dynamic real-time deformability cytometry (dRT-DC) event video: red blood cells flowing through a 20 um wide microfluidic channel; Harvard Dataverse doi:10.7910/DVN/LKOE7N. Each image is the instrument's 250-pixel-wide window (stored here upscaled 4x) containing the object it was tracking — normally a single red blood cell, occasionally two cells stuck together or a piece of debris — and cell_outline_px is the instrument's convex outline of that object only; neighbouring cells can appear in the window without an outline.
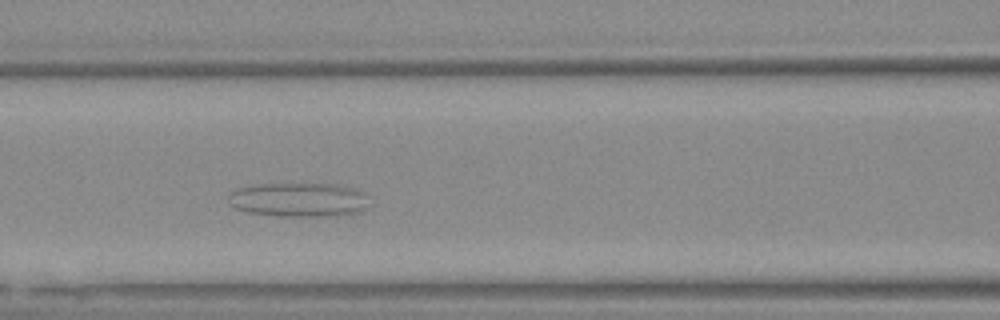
{"species": "Egyptian fruit bat (a non-hibernating species)", "species_latin": "Rousettus aegyptiacus", "temperature_condition": "warm", "stored_images_in_passage": 46, "camera_frame_rate_fps": 3000, "um_per_image_px": 0.085, "animal": {"sex": "female"}, "frame": {"image": 1, "passage_image": 13, "time_ms": 4.0, "image_size_px": [1000, 320], "cell_outline_px": [[368, 208], [352, 216], [276, 216], [248, 212], [236, 208], [228, 200], [228, 196], [236, 188], [260, 184], [324, 184], [348, 188], [360, 192]], "centroid_in_image_um": [25.35, 17.01], "position_along_channel_um": 141.3, "area_um2": 27.69}}
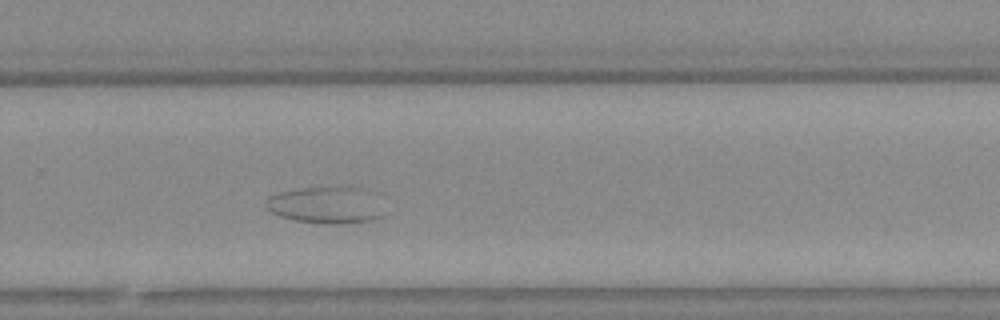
{"frame": {"image": 2, "passage_image": 27, "time_ms": 8.667, "image_size_px": [1000, 320], "cell_outline_px": [[384, 216], [372, 220], [352, 224], [320, 224], [296, 220], [280, 216], [272, 212], [264, 204], [268, 196], [280, 192], [304, 188], [356, 188]], "centroid_in_image_um": [27.5, 17.5], "position_along_channel_um": 302.3, "area_um2": 23.81}}
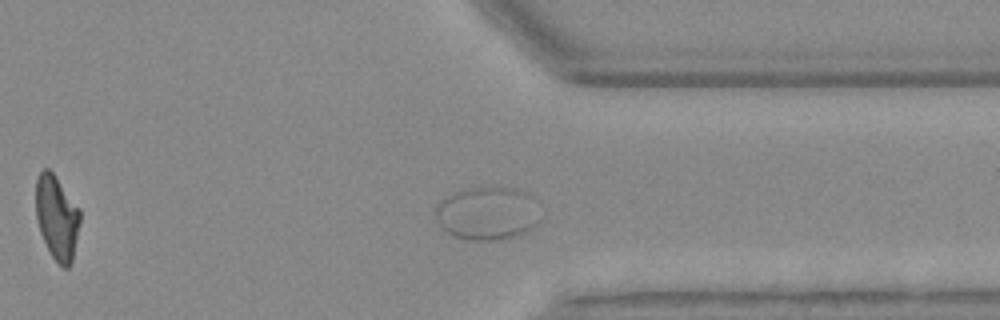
{"frame": {"image": 3, "passage_image": 33, "time_ms": 10.667, "image_size_px": [1000, 320], "cell_outline_px": [[540, 220], [532, 228], [524, 232], [512, 236], [492, 240], [468, 240], [452, 236], [436, 220], [436, 204], [448, 196], [456, 192], [468, 188], [512, 188], [528, 192], [536, 196]], "centroid_in_image_um": [41.47, 18.12], "position_along_channel_um": 369.9, "area_um2": 32.43}}